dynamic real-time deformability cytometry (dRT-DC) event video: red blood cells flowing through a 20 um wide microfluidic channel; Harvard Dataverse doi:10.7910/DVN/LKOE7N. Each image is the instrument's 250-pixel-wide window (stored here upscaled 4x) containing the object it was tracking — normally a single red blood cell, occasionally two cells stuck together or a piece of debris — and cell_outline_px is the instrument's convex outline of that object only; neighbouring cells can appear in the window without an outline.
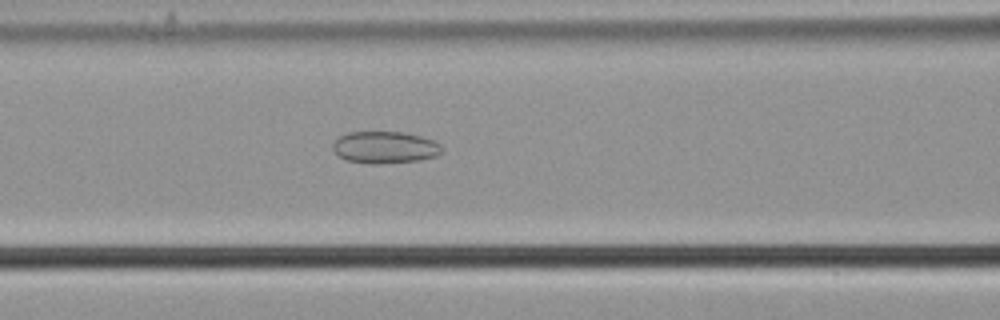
{"species": "common noctule bat (a hibernating species)", "species_latin": "Nyctalus noctula", "temperature_condition": "cold", "stored_images_in_passage": 19, "camera_frame_rate_fps": 3000, "um_per_image_px": 0.085, "animal": {"sex": "male", "body_mass_g": 21.5, "forearm_length_mm": 52.0}, "frame": {"image": 1, "passage_image": 11, "time_ms": 3.333, "image_size_px": [1000, 320], "cell_outline_px": [[444, 152], [436, 156], [420, 160], [372, 164], [368, 164], [344, 160], [332, 148], [332, 144], [340, 136], [348, 132], [404, 132], [420, 136], [432, 140], [440, 144]], "centroid_in_image_um": [32.72, 12.53], "position_along_channel_um": 133.9, "area_um2": 20.35}}
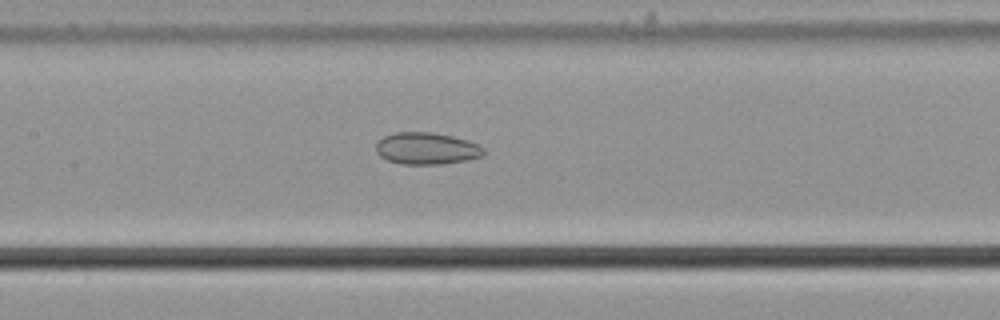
{"frame": {"image": 2, "passage_image": 14, "time_ms": 4.333, "image_size_px": [1000, 320], "cell_outline_px": [[484, 152], [480, 156], [464, 160], [440, 164], [400, 164], [388, 160], [380, 156], [376, 152], [376, 144], [384, 136], [396, 132], [432, 132], [452, 136], [468, 140], [484, 148]], "centroid_in_image_um": [36.22, 12.61], "position_along_channel_um": 171.2, "area_um2": 19.83}}
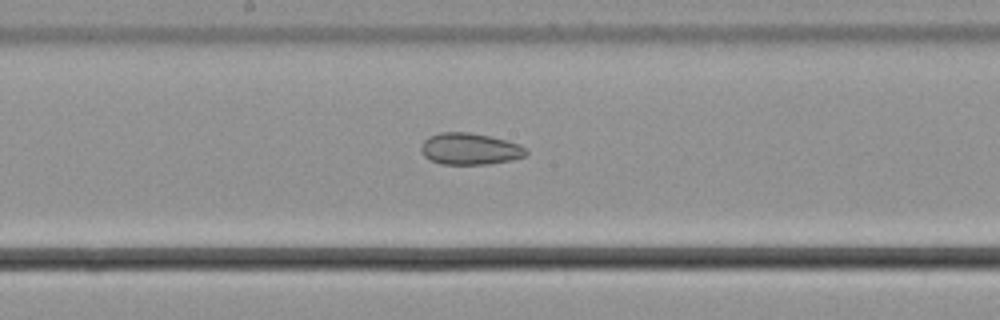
{"frame": {"image": 3, "passage_image": 17, "time_ms": 5.333, "image_size_px": [1000, 320], "cell_outline_px": [[528, 152], [524, 156], [512, 160], [488, 164], [440, 164], [428, 160], [424, 156], [420, 148], [420, 144], [428, 136], [440, 132], [468, 132], [488, 136], [520, 144]], "centroid_in_image_um": [39.88, 12.66], "position_along_channel_um": 208.3, "area_um2": 19.42}}